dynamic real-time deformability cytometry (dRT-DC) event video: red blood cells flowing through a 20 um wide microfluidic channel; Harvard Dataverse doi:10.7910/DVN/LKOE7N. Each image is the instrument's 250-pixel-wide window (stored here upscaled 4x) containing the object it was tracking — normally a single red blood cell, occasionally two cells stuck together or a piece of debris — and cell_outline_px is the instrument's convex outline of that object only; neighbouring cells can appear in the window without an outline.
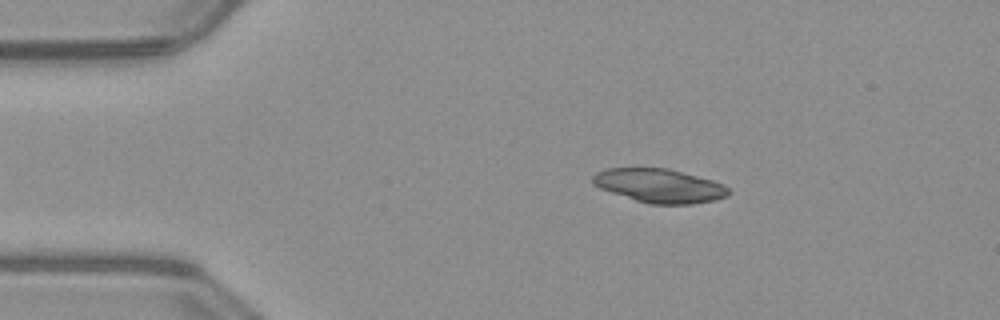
{"species": "common noctule bat (a hibernating species)", "species_latin": "Nyctalus noctula", "temperature_condition": "warm", "stored_images_in_passage": 10, "camera_frame_rate_fps": 3000, "um_per_image_px": 0.085, "animal": {"sex": "male", "body_mass_g": 23.1, "forearm_length_mm": 52.7}, "frame": {"image": 1, "passage_image": 2, "time_ms": 0.333, "image_size_px": [1000, 320], "cell_outline_px": [[732, 192], [728, 196], [716, 200], [692, 204], [648, 204], [600, 188], [592, 184], [592, 176], [596, 172], [608, 168], [668, 168], [712, 180], [724, 184]], "centroid_in_image_um": [56.08, 15.79], "position_along_channel_um": 28.9, "area_um2": 26.82}}